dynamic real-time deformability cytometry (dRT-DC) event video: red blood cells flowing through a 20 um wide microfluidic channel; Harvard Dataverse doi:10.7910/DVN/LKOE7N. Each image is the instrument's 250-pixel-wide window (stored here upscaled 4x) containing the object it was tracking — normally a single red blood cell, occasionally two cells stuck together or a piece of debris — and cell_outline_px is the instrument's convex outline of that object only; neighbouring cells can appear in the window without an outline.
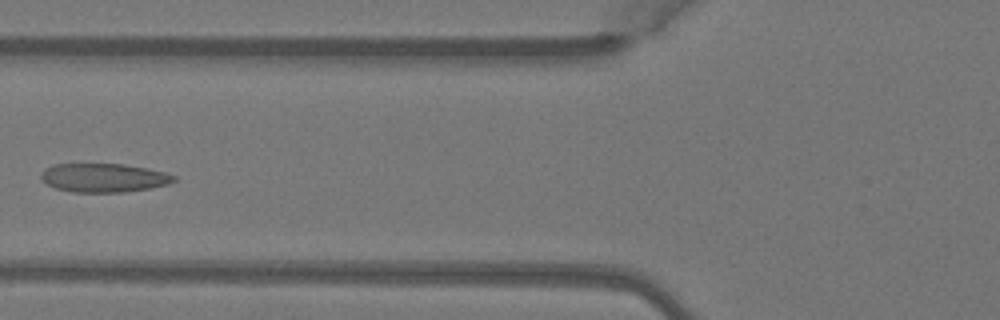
{"species": "Egyptian fruit bat (a non-hibernating species)", "species_latin": "Rousettus aegyptiacus", "temperature_condition": "warm", "stored_images_in_passage": 5, "camera_frame_rate_fps": 3000, "um_per_image_px": 0.085, "animal": {"sex": "female"}, "frame": {"image": 1, "passage_image": 5, "time_ms": 1.333, "image_size_px": [1000, 320], "cell_outline_px": [[176, 180], [168, 184], [148, 188], [124, 192], [72, 192], [56, 188], [40, 180], [40, 172], [44, 168], [52, 164], [124, 164], [148, 168], [164, 172], [176, 176]], "centroid_in_image_um": [8.78, 15.1], "position_along_channel_um": 117.0, "area_um2": 22.37}}